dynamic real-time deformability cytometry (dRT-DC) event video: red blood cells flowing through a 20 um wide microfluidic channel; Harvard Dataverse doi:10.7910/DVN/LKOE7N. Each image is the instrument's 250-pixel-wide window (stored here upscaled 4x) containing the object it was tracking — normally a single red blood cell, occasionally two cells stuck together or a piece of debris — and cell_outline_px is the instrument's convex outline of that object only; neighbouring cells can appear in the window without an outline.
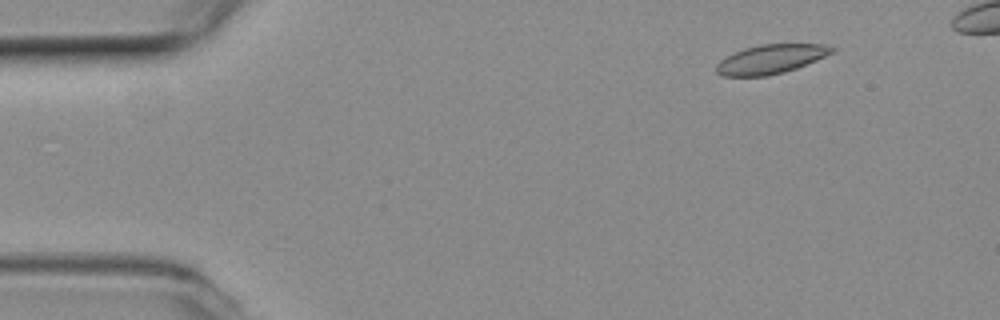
{"species": "common noctule bat (a hibernating species)", "species_latin": "Nyctalus noctula", "temperature_condition": "room temperature", "stored_images_in_passage": 49, "camera_frame_rate_fps": 3000, "um_per_image_px": 0.085, "animal": {"sex": "female", "body_mass_g": 19.3, "forearm_length_mm": 54.1}, "frame": {"image": 1, "passage_image": 5, "time_ms": 1.333, "image_size_px": [1000, 320], "cell_outline_px": [[836, 52], [796, 68], [784, 72], [768, 76], [720, 76], [716, 72], [716, 64], [720, 60], [744, 48], [760, 44], [820, 44], [836, 48]], "centroid_in_image_um": [65.52, 5.03], "position_along_channel_um": 19.5, "area_um2": 19.59}}
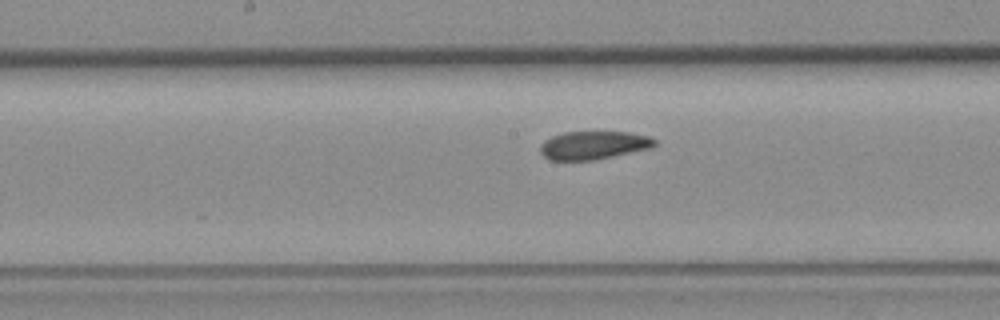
{"frame": {"image": 2, "passage_image": 26, "time_ms": 8.333, "image_size_px": [1000, 320], "cell_outline_px": [[656, 144], [652, 148], [592, 160], [548, 160], [540, 152], [540, 144], [544, 140], [552, 136], [564, 132], [628, 132], [648, 136], [656, 140]], "centroid_in_image_um": [50.43, 12.34], "position_along_channel_um": 197.8, "area_um2": 18.79}}
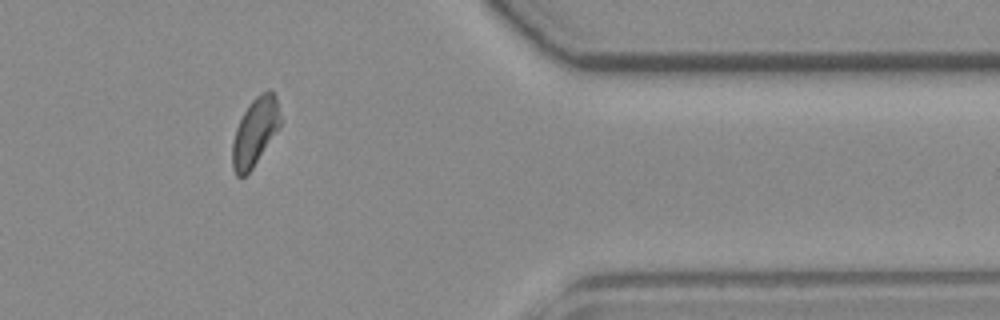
{"frame": {"image": 3, "passage_image": 43, "time_ms": 14.0, "image_size_px": [1000, 320], "cell_outline_px": [[280, 124], [252, 168], [244, 176], [236, 176], [232, 168], [232, 144], [236, 128], [244, 112], [252, 100], [256, 96], [268, 88], [272, 88], [276, 96], [280, 116]], "centroid_in_image_um": [21.66, 11.17], "position_along_channel_um": 389.7, "area_um2": 18.55}, "authors_computed_cell_mechanics": {"area_um2": 19.7676, "velocity_mm_per_s": 3.8171, "shape_relaxation_time_tau1_ms": 9.7514, "shape_relaxation_time_tau2_ms": 2.7971, "deformation_change_tau1": 0.1633, "deformation_change_tau2": 0.0923}}